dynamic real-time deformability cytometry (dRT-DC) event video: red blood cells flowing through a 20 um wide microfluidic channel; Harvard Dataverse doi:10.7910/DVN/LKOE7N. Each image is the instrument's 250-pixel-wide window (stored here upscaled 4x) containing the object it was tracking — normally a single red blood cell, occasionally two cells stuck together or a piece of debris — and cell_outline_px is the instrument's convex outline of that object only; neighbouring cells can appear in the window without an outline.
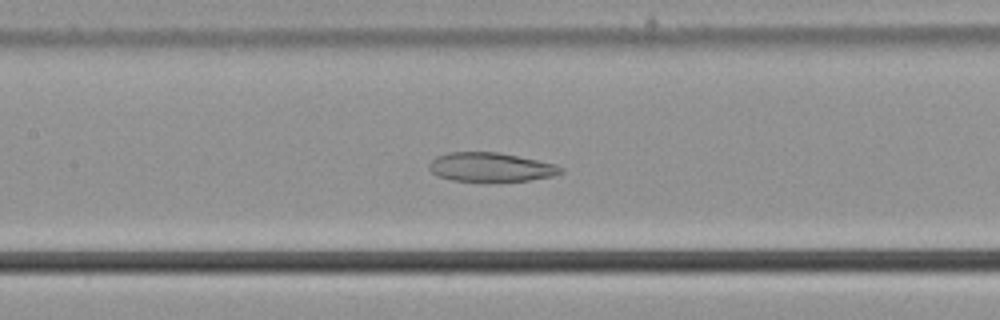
{"species": "common noctule bat (a hibernating species)", "species_latin": "Nyctalus noctula", "temperature_condition": "cold", "stored_images_in_passage": 43, "camera_frame_rate_fps": 3000, "um_per_image_px": 0.085, "animal": {"sex": "male", "body_mass_g": 21.5, "forearm_length_mm": 52.0}, "frame": {"image": 1, "passage_image": 15, "time_ms": 4.667, "image_size_px": [1000, 320], "cell_outline_px": [[564, 172], [556, 176], [528, 180], [492, 184], [452, 180], [440, 176], [432, 172], [428, 168], [428, 164], [436, 156], [448, 152], [500, 152], [556, 164], [564, 168]], "centroid_in_image_um": [41.75, 14.24], "position_along_channel_um": 165.7, "area_um2": 23.18}}
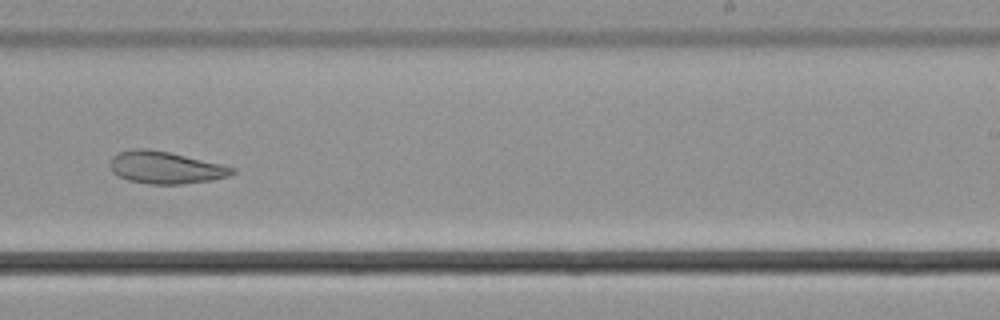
{"frame": {"image": 2, "passage_image": 24, "time_ms": 7.667, "image_size_px": [1000, 320], "cell_outline_px": [[236, 172], [228, 176], [212, 180], [180, 184], [148, 184], [128, 180], [112, 172], [112, 156], [120, 152], [132, 148], [148, 148], [168, 152], [220, 164], [236, 168]], "centroid_in_image_um": [14.07, 14.24], "position_along_channel_um": 274.9, "area_um2": 22.66}}
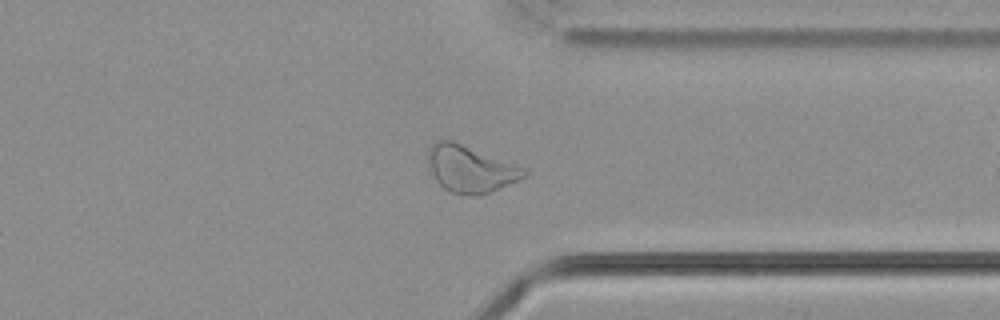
{"frame": {"image": 3, "passage_image": 32, "time_ms": 10.333, "image_size_px": [1000, 320], "cell_outline_px": [[528, 176], [492, 192], [476, 196], [468, 196], [448, 192], [436, 180], [432, 172], [428, 160], [428, 148], [436, 140], [452, 140], [520, 168], [528, 172]], "centroid_in_image_um": [39.93, 14.4], "position_along_channel_um": 371.5, "area_um2": 25.66}}